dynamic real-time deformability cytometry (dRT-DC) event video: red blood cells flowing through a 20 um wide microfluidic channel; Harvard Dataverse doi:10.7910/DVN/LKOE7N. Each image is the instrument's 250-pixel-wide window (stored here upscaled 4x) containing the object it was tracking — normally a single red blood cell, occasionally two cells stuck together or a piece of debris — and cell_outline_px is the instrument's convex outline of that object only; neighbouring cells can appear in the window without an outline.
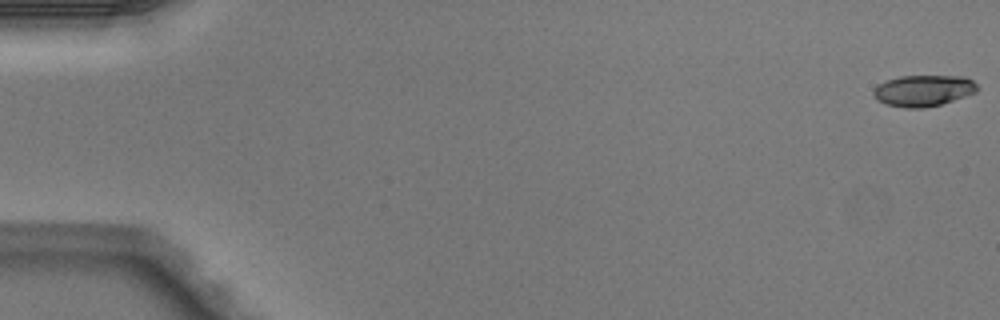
{"species": "Egyptian fruit bat (a non-hibernating species)", "species_latin": "Rousettus aegyptiacus", "temperature_condition": "warm", "stored_images_in_passage": 50, "camera_frame_rate_fps": 3000, "um_per_image_px": 0.085, "animal": {"sex": "male"}, "frame": {"image": 1, "passage_image": 1, "time_ms": 0.0, "image_size_px": [1000, 320], "cell_outline_px": [[980, 88], [976, 92], [940, 104], [924, 108], [904, 108], [884, 104], [876, 100], [872, 92], [880, 84], [888, 80], [900, 76], [964, 76], [972, 80]], "centroid_in_image_um": [78.48, 7.71], "position_along_channel_um": 6.5, "area_um2": 18.84}}
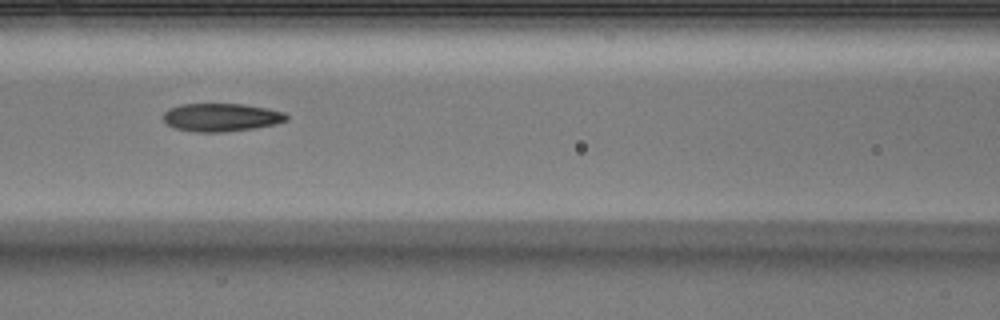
{"frame": {"image": 2, "passage_image": 23, "time_ms": 7.333, "image_size_px": [1000, 320], "cell_outline_px": [[288, 120], [276, 124], [252, 128], [224, 132], [196, 132], [176, 128], [168, 124], [164, 120], [164, 112], [168, 108], [180, 104], [244, 104], [268, 108], [284, 112], [288, 116]], "centroid_in_image_um": [18.82, 9.96], "position_along_channel_um": 147.8, "area_um2": 20.17}}
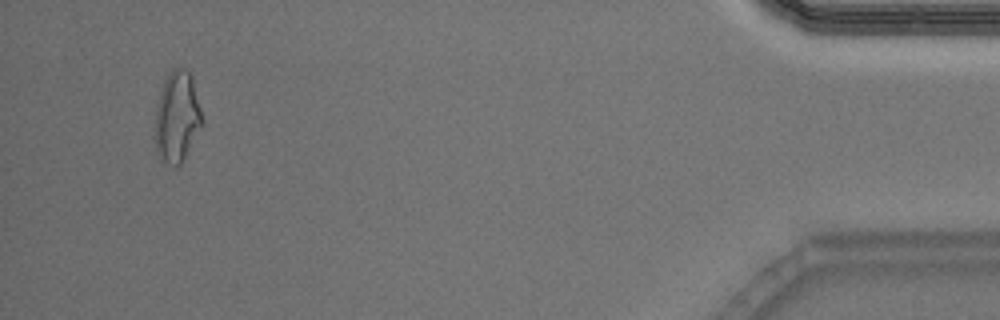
{"frame": {"image": 3, "passage_image": 48, "time_ms": 15.667, "image_size_px": [1000, 320], "cell_outline_px": [[204, 124], [180, 164], [176, 164], [164, 160], [156, 152], [152, 136], [156, 104], [164, 80], [172, 68], [184, 68], [192, 76], [204, 120]], "centroid_in_image_um": [15.03, 9.91], "position_along_channel_um": 420.2, "area_um2": 25.32}, "authors_computed_cell_mechanics": {"area_um2": 20.1144, "velocity_mm_per_s": 4.1193, "shape_relaxation_time_tau1_ms": null, "shape_relaxation_time_tau2_ms": 3.3765, "deformation_change_tau1": null, "deformation_change_tau2": 0.1201}}